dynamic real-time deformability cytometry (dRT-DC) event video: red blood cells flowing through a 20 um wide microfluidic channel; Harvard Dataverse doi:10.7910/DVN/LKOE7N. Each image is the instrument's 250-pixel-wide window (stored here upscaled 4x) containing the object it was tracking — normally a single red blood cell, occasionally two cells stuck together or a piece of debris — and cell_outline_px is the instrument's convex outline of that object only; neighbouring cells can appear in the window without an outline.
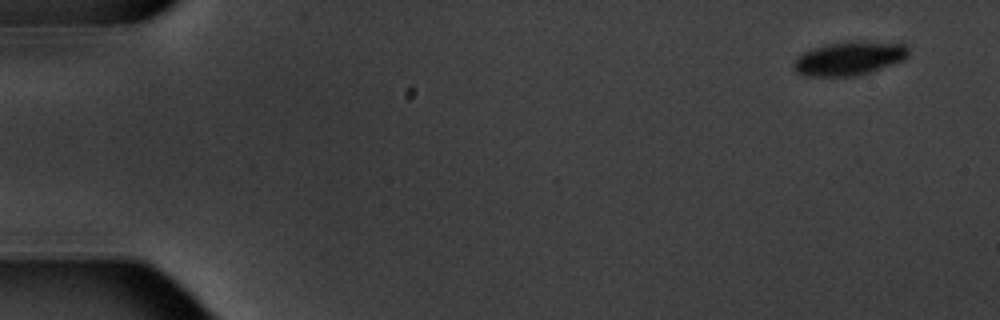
{"species": "common noctule bat (a hibernating species)", "species_latin": "Nyctalus noctula", "temperature_condition": "warm", "stored_images_in_passage": 4, "camera_frame_rate_fps": 3000, "um_per_image_px": 0.085, "animal": {"sex": "male", "body_mass_g": 20.1, "forearm_length_mm": 53.5}, "frame": {"image": 1, "passage_image": 1, "time_ms": 0.0, "image_size_px": [1000, 320], "cell_outline_px": [[908, 56], [904, 60], [856, 76], [804, 76], [796, 72], [792, 68], [792, 64], [804, 52], [828, 44], [848, 40], [864, 40], [904, 44], [908, 48]], "centroid_in_image_um": [72.19, 4.95], "position_along_channel_um": 12.8, "area_um2": 22.6}}